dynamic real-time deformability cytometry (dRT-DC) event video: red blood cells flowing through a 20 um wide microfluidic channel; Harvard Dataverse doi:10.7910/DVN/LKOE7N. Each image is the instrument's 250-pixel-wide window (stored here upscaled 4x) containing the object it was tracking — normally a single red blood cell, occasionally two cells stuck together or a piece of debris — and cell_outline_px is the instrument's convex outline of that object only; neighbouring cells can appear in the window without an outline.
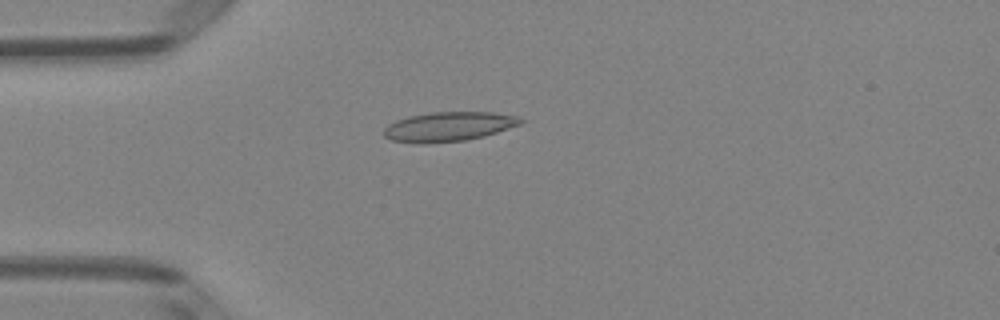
{"species": "Egyptian fruit bat (a non-hibernating species)", "species_latin": "Rousettus aegyptiacus", "temperature_condition": "room temperature", "stored_images_in_passage": 4, "camera_frame_rate_fps": 3000, "um_per_image_px": 0.085, "animal": {"sex": "female"}, "frame": {"image": 1, "passage_image": 4, "time_ms": 1.0, "image_size_px": [1000, 320], "cell_outline_px": [[524, 120], [520, 124], [484, 136], [464, 140], [424, 144], [420, 144], [392, 140], [384, 136], [384, 128], [388, 124], [396, 120], [408, 116], [432, 112], [492, 112], [516, 116]], "centroid_in_image_um": [38.09, 10.76], "position_along_channel_um": 46.9, "area_um2": 23.35}}